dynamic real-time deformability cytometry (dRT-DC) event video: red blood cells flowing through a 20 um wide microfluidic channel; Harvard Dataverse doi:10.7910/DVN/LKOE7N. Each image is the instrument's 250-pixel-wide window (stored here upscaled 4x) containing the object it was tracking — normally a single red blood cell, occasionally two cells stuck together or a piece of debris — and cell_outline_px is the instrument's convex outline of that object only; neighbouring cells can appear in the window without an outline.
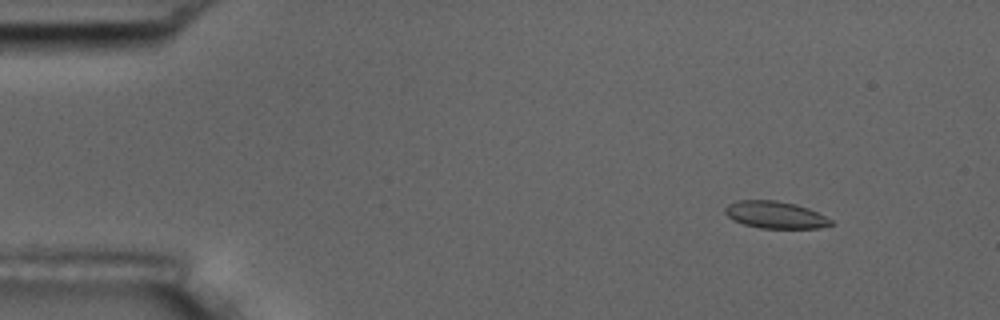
{"species": "common noctule bat (a hibernating species)", "species_latin": "Nyctalus noctula", "temperature_condition": "room temperature", "stored_images_in_passage": 4, "camera_frame_rate_fps": 3000, "um_per_image_px": 0.085, "animal": {"sex": "male", "body_mass_g": 17.5, "forearm_length_mm": 52.3}, "frame": {"image": 1, "passage_image": 2, "time_ms": 1.0, "image_size_px": [1000, 320], "cell_outline_px": [[836, 224], [820, 228], [760, 228], [744, 224], [732, 220], [724, 212], [724, 208], [728, 204], [736, 200], [776, 200], [796, 204], [808, 208], [832, 220]], "centroid_in_image_um": [65.89, 18.26], "position_along_channel_um": 19.1, "area_um2": 16.82}}
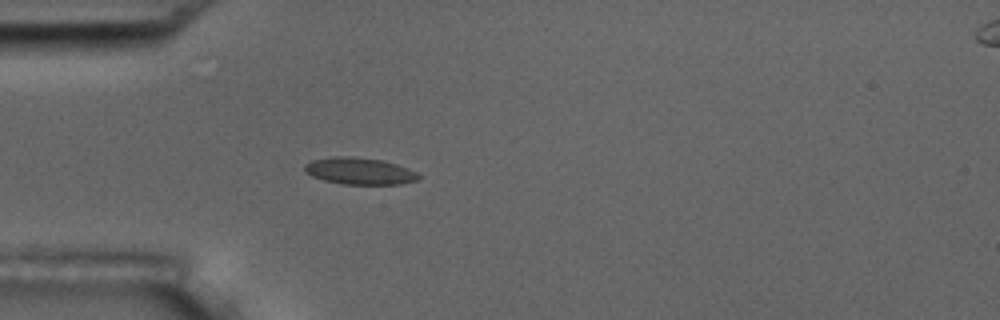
{"frame": {"image": 2, "passage_image": 4, "time_ms": 4.333, "image_size_px": [1000, 320], "cell_outline_px": [[420, 180], [400, 184], [344, 184], [324, 180], [312, 176], [304, 172], [304, 164], [312, 160], [332, 156], [352, 156], [384, 160], [408, 168], [416, 172], [420, 176]], "centroid_in_image_um": [30.56, 14.53], "position_along_channel_um": 54.4, "area_um2": 17.98}}